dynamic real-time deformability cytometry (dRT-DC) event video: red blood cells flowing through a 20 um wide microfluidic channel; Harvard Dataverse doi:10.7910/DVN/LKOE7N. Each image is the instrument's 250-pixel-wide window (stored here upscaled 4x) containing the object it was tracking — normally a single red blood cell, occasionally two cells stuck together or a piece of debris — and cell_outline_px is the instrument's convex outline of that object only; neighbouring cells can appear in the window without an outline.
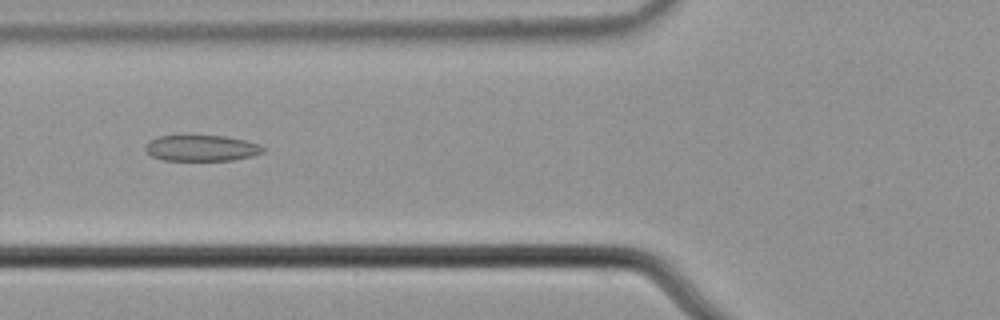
{"species": "common noctule bat (a hibernating species)", "species_latin": "Nyctalus noctula", "temperature_condition": "cold", "stored_images_in_passage": 8, "camera_frame_rate_fps": 3000, "um_per_image_px": 0.085, "animal": {"sex": "male", "body_mass_g": 21.5, "forearm_length_mm": 52.0}, "frame": {"image": 1, "passage_image": 6, "time_ms": 1.667, "image_size_px": [1000, 320], "cell_outline_px": [[264, 152], [252, 156], [232, 160], [164, 160], [152, 156], [144, 148], [148, 140], [160, 136], [188, 132], [224, 136], [244, 140], [260, 144], [264, 148]], "centroid_in_image_um": [17.08, 12.53], "position_along_channel_um": 108.7, "area_um2": 18.61}}
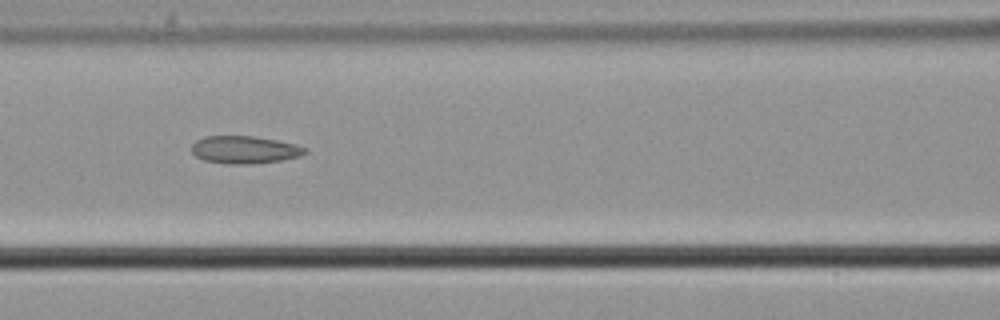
{"frame": {"image": 2, "passage_image": 7, "time_ms": 2.0, "image_size_px": [1000, 320], "cell_outline_px": [[308, 152], [300, 156], [280, 160], [252, 164], [228, 164], [204, 160], [196, 156], [192, 152], [192, 144], [196, 140], [204, 136], [256, 136], [296, 144], [308, 148]], "centroid_in_image_um": [20.8, 12.72], "position_along_channel_um": 145.8, "area_um2": 18.32}}
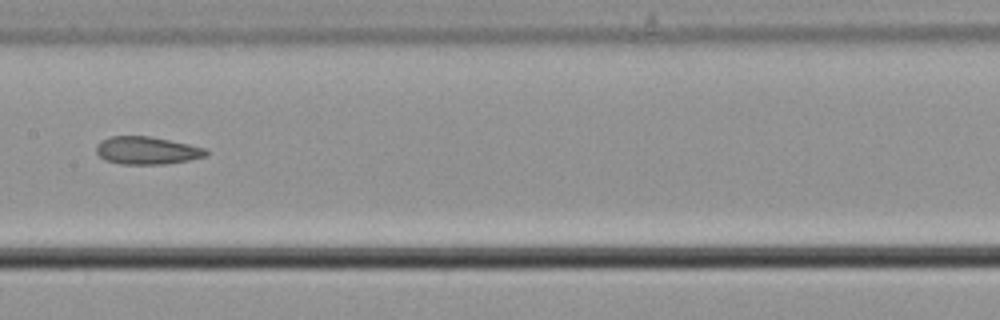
{"frame": {"image": 3, "passage_image": 8, "time_ms": 2.333, "image_size_px": [1000, 320], "cell_outline_px": [[208, 156], [188, 160], [164, 164], [120, 164], [104, 160], [96, 152], [96, 144], [100, 140], [112, 136], [148, 136], [208, 148]], "centroid_in_image_um": [12.48, 12.79], "position_along_channel_um": 194.9, "area_um2": 17.8}}